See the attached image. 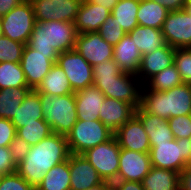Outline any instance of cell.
<instances>
[{"label":"cell","mask_w":191,"mask_h":190,"mask_svg":"<svg viewBox=\"0 0 191 190\" xmlns=\"http://www.w3.org/2000/svg\"><path fill=\"white\" fill-rule=\"evenodd\" d=\"M67 137L52 133L30 147L27 156L17 165V172L36 189L46 173L70 156Z\"/></svg>","instance_id":"cell-1"},{"label":"cell","mask_w":191,"mask_h":190,"mask_svg":"<svg viewBox=\"0 0 191 190\" xmlns=\"http://www.w3.org/2000/svg\"><path fill=\"white\" fill-rule=\"evenodd\" d=\"M77 30L72 22L36 21L27 45L38 52L49 53V59L75 48Z\"/></svg>","instance_id":"cell-2"},{"label":"cell","mask_w":191,"mask_h":190,"mask_svg":"<svg viewBox=\"0 0 191 190\" xmlns=\"http://www.w3.org/2000/svg\"><path fill=\"white\" fill-rule=\"evenodd\" d=\"M140 107L164 120L191 115V84L183 83L167 91H155L144 85ZM147 89V90H146Z\"/></svg>","instance_id":"cell-3"},{"label":"cell","mask_w":191,"mask_h":190,"mask_svg":"<svg viewBox=\"0 0 191 190\" xmlns=\"http://www.w3.org/2000/svg\"><path fill=\"white\" fill-rule=\"evenodd\" d=\"M44 120L52 132L67 136L77 122V111L74 93L53 96L39 93Z\"/></svg>","instance_id":"cell-4"},{"label":"cell","mask_w":191,"mask_h":190,"mask_svg":"<svg viewBox=\"0 0 191 190\" xmlns=\"http://www.w3.org/2000/svg\"><path fill=\"white\" fill-rule=\"evenodd\" d=\"M151 166L181 173L191 157L190 138L155 143L150 148Z\"/></svg>","instance_id":"cell-5"},{"label":"cell","mask_w":191,"mask_h":190,"mask_svg":"<svg viewBox=\"0 0 191 190\" xmlns=\"http://www.w3.org/2000/svg\"><path fill=\"white\" fill-rule=\"evenodd\" d=\"M113 136L114 133L99 120H77L66 137L70 153L82 155L85 151L107 142Z\"/></svg>","instance_id":"cell-6"},{"label":"cell","mask_w":191,"mask_h":190,"mask_svg":"<svg viewBox=\"0 0 191 190\" xmlns=\"http://www.w3.org/2000/svg\"><path fill=\"white\" fill-rule=\"evenodd\" d=\"M35 22L32 3L30 0H25L1 17L3 35L13 41L27 44Z\"/></svg>","instance_id":"cell-7"},{"label":"cell","mask_w":191,"mask_h":190,"mask_svg":"<svg viewBox=\"0 0 191 190\" xmlns=\"http://www.w3.org/2000/svg\"><path fill=\"white\" fill-rule=\"evenodd\" d=\"M120 146L115 136L105 143L99 144L82 155L96 169L104 181L114 182L119 169Z\"/></svg>","instance_id":"cell-8"},{"label":"cell","mask_w":191,"mask_h":190,"mask_svg":"<svg viewBox=\"0 0 191 190\" xmlns=\"http://www.w3.org/2000/svg\"><path fill=\"white\" fill-rule=\"evenodd\" d=\"M56 64L65 72L73 92L93 85V67L75 49L59 54Z\"/></svg>","instance_id":"cell-9"},{"label":"cell","mask_w":191,"mask_h":190,"mask_svg":"<svg viewBox=\"0 0 191 190\" xmlns=\"http://www.w3.org/2000/svg\"><path fill=\"white\" fill-rule=\"evenodd\" d=\"M161 32L166 43L173 48L191 47V15L185 10L168 13Z\"/></svg>","instance_id":"cell-10"},{"label":"cell","mask_w":191,"mask_h":190,"mask_svg":"<svg viewBox=\"0 0 191 190\" xmlns=\"http://www.w3.org/2000/svg\"><path fill=\"white\" fill-rule=\"evenodd\" d=\"M36 21H66L74 23L82 0H30Z\"/></svg>","instance_id":"cell-11"},{"label":"cell","mask_w":191,"mask_h":190,"mask_svg":"<svg viewBox=\"0 0 191 190\" xmlns=\"http://www.w3.org/2000/svg\"><path fill=\"white\" fill-rule=\"evenodd\" d=\"M56 61L57 59H49V53H41L25 45L20 65L31 90L38 88Z\"/></svg>","instance_id":"cell-12"},{"label":"cell","mask_w":191,"mask_h":190,"mask_svg":"<svg viewBox=\"0 0 191 190\" xmlns=\"http://www.w3.org/2000/svg\"><path fill=\"white\" fill-rule=\"evenodd\" d=\"M136 79L139 81L137 75L123 72L114 83L98 84L96 87L105 97L124 101L137 109L141 102L142 89L140 88L143 84L140 81L138 83Z\"/></svg>","instance_id":"cell-13"},{"label":"cell","mask_w":191,"mask_h":190,"mask_svg":"<svg viewBox=\"0 0 191 190\" xmlns=\"http://www.w3.org/2000/svg\"><path fill=\"white\" fill-rule=\"evenodd\" d=\"M92 67L113 59V45L107 43L98 32L78 34L74 48Z\"/></svg>","instance_id":"cell-14"},{"label":"cell","mask_w":191,"mask_h":190,"mask_svg":"<svg viewBox=\"0 0 191 190\" xmlns=\"http://www.w3.org/2000/svg\"><path fill=\"white\" fill-rule=\"evenodd\" d=\"M151 167L149 153H141L121 148L116 180L142 182Z\"/></svg>","instance_id":"cell-15"},{"label":"cell","mask_w":191,"mask_h":190,"mask_svg":"<svg viewBox=\"0 0 191 190\" xmlns=\"http://www.w3.org/2000/svg\"><path fill=\"white\" fill-rule=\"evenodd\" d=\"M120 148L137 151L141 153L150 152L148 135L140 119L134 115L129 121L122 125L115 133Z\"/></svg>","instance_id":"cell-16"},{"label":"cell","mask_w":191,"mask_h":190,"mask_svg":"<svg viewBox=\"0 0 191 190\" xmlns=\"http://www.w3.org/2000/svg\"><path fill=\"white\" fill-rule=\"evenodd\" d=\"M70 190H84L100 184L103 180L83 155L70 154Z\"/></svg>","instance_id":"cell-17"},{"label":"cell","mask_w":191,"mask_h":190,"mask_svg":"<svg viewBox=\"0 0 191 190\" xmlns=\"http://www.w3.org/2000/svg\"><path fill=\"white\" fill-rule=\"evenodd\" d=\"M135 110L136 108L129 103L105 97L99 112V121L115 133L135 115Z\"/></svg>","instance_id":"cell-18"},{"label":"cell","mask_w":191,"mask_h":190,"mask_svg":"<svg viewBox=\"0 0 191 190\" xmlns=\"http://www.w3.org/2000/svg\"><path fill=\"white\" fill-rule=\"evenodd\" d=\"M175 48L168 44L154 52L142 55L137 77L142 84L146 83L154 75L174 64Z\"/></svg>","instance_id":"cell-19"},{"label":"cell","mask_w":191,"mask_h":190,"mask_svg":"<svg viewBox=\"0 0 191 190\" xmlns=\"http://www.w3.org/2000/svg\"><path fill=\"white\" fill-rule=\"evenodd\" d=\"M110 14L105 7L82 0L74 21L77 33L98 32Z\"/></svg>","instance_id":"cell-20"},{"label":"cell","mask_w":191,"mask_h":190,"mask_svg":"<svg viewBox=\"0 0 191 190\" xmlns=\"http://www.w3.org/2000/svg\"><path fill=\"white\" fill-rule=\"evenodd\" d=\"M77 120L94 121L99 120V112L104 103L105 96L95 86L74 92Z\"/></svg>","instance_id":"cell-21"},{"label":"cell","mask_w":191,"mask_h":190,"mask_svg":"<svg viewBox=\"0 0 191 190\" xmlns=\"http://www.w3.org/2000/svg\"><path fill=\"white\" fill-rule=\"evenodd\" d=\"M113 49V60L118 64L120 70L137 75L142 55L130 36L126 34L118 44L113 46Z\"/></svg>","instance_id":"cell-22"},{"label":"cell","mask_w":191,"mask_h":190,"mask_svg":"<svg viewBox=\"0 0 191 190\" xmlns=\"http://www.w3.org/2000/svg\"><path fill=\"white\" fill-rule=\"evenodd\" d=\"M135 115L140 119L148 135L150 146L174 139L167 120L156 115L146 113L140 106L135 110Z\"/></svg>","instance_id":"cell-23"},{"label":"cell","mask_w":191,"mask_h":190,"mask_svg":"<svg viewBox=\"0 0 191 190\" xmlns=\"http://www.w3.org/2000/svg\"><path fill=\"white\" fill-rule=\"evenodd\" d=\"M141 55H145L167 45L160 29L138 25L127 33Z\"/></svg>","instance_id":"cell-24"},{"label":"cell","mask_w":191,"mask_h":190,"mask_svg":"<svg viewBox=\"0 0 191 190\" xmlns=\"http://www.w3.org/2000/svg\"><path fill=\"white\" fill-rule=\"evenodd\" d=\"M39 119H44L41 99L36 90H31L22 101L19 110H17L11 122L17 130L25 126V124L38 123Z\"/></svg>","instance_id":"cell-25"},{"label":"cell","mask_w":191,"mask_h":190,"mask_svg":"<svg viewBox=\"0 0 191 190\" xmlns=\"http://www.w3.org/2000/svg\"><path fill=\"white\" fill-rule=\"evenodd\" d=\"M180 174L167 169L151 167L143 178L144 190H180Z\"/></svg>","instance_id":"cell-26"},{"label":"cell","mask_w":191,"mask_h":190,"mask_svg":"<svg viewBox=\"0 0 191 190\" xmlns=\"http://www.w3.org/2000/svg\"><path fill=\"white\" fill-rule=\"evenodd\" d=\"M38 93L63 96L74 93L65 72L55 63L36 89Z\"/></svg>","instance_id":"cell-27"},{"label":"cell","mask_w":191,"mask_h":190,"mask_svg":"<svg viewBox=\"0 0 191 190\" xmlns=\"http://www.w3.org/2000/svg\"><path fill=\"white\" fill-rule=\"evenodd\" d=\"M169 12L164 6L155 1L140 0L136 16L138 25L161 30Z\"/></svg>","instance_id":"cell-28"},{"label":"cell","mask_w":191,"mask_h":190,"mask_svg":"<svg viewBox=\"0 0 191 190\" xmlns=\"http://www.w3.org/2000/svg\"><path fill=\"white\" fill-rule=\"evenodd\" d=\"M30 91L29 87L0 90V118L12 120Z\"/></svg>","instance_id":"cell-29"},{"label":"cell","mask_w":191,"mask_h":190,"mask_svg":"<svg viewBox=\"0 0 191 190\" xmlns=\"http://www.w3.org/2000/svg\"><path fill=\"white\" fill-rule=\"evenodd\" d=\"M68 160L52 167L35 190H70Z\"/></svg>","instance_id":"cell-30"},{"label":"cell","mask_w":191,"mask_h":190,"mask_svg":"<svg viewBox=\"0 0 191 190\" xmlns=\"http://www.w3.org/2000/svg\"><path fill=\"white\" fill-rule=\"evenodd\" d=\"M139 5L140 0H119L111 11V15L126 33L138 26L136 16Z\"/></svg>","instance_id":"cell-31"},{"label":"cell","mask_w":191,"mask_h":190,"mask_svg":"<svg viewBox=\"0 0 191 190\" xmlns=\"http://www.w3.org/2000/svg\"><path fill=\"white\" fill-rule=\"evenodd\" d=\"M28 87L20 63H0V90L5 88Z\"/></svg>","instance_id":"cell-32"},{"label":"cell","mask_w":191,"mask_h":190,"mask_svg":"<svg viewBox=\"0 0 191 190\" xmlns=\"http://www.w3.org/2000/svg\"><path fill=\"white\" fill-rule=\"evenodd\" d=\"M183 84L180 73L173 64L150 78L144 85L151 90L167 91Z\"/></svg>","instance_id":"cell-33"},{"label":"cell","mask_w":191,"mask_h":190,"mask_svg":"<svg viewBox=\"0 0 191 190\" xmlns=\"http://www.w3.org/2000/svg\"><path fill=\"white\" fill-rule=\"evenodd\" d=\"M52 133L51 127L44 119H39L38 123L25 124L16 130V136L24 139L30 146L36 145Z\"/></svg>","instance_id":"cell-34"},{"label":"cell","mask_w":191,"mask_h":190,"mask_svg":"<svg viewBox=\"0 0 191 190\" xmlns=\"http://www.w3.org/2000/svg\"><path fill=\"white\" fill-rule=\"evenodd\" d=\"M123 72L113 60H105L93 66V86L114 83Z\"/></svg>","instance_id":"cell-35"},{"label":"cell","mask_w":191,"mask_h":190,"mask_svg":"<svg viewBox=\"0 0 191 190\" xmlns=\"http://www.w3.org/2000/svg\"><path fill=\"white\" fill-rule=\"evenodd\" d=\"M25 45L2 35L0 37V63H20Z\"/></svg>","instance_id":"cell-36"},{"label":"cell","mask_w":191,"mask_h":190,"mask_svg":"<svg viewBox=\"0 0 191 190\" xmlns=\"http://www.w3.org/2000/svg\"><path fill=\"white\" fill-rule=\"evenodd\" d=\"M98 33L101 37L109 44L116 45L118 42L127 34L116 22L111 14L108 16L107 20L101 25Z\"/></svg>","instance_id":"cell-37"},{"label":"cell","mask_w":191,"mask_h":190,"mask_svg":"<svg viewBox=\"0 0 191 190\" xmlns=\"http://www.w3.org/2000/svg\"><path fill=\"white\" fill-rule=\"evenodd\" d=\"M174 65L183 83L191 84V47L175 48Z\"/></svg>","instance_id":"cell-38"},{"label":"cell","mask_w":191,"mask_h":190,"mask_svg":"<svg viewBox=\"0 0 191 190\" xmlns=\"http://www.w3.org/2000/svg\"><path fill=\"white\" fill-rule=\"evenodd\" d=\"M174 139L191 137V115L171 117L167 120Z\"/></svg>","instance_id":"cell-39"},{"label":"cell","mask_w":191,"mask_h":190,"mask_svg":"<svg viewBox=\"0 0 191 190\" xmlns=\"http://www.w3.org/2000/svg\"><path fill=\"white\" fill-rule=\"evenodd\" d=\"M0 190H35L17 171L3 175Z\"/></svg>","instance_id":"cell-40"},{"label":"cell","mask_w":191,"mask_h":190,"mask_svg":"<svg viewBox=\"0 0 191 190\" xmlns=\"http://www.w3.org/2000/svg\"><path fill=\"white\" fill-rule=\"evenodd\" d=\"M30 145L19 137H15L14 140L9 144V150L12 154L13 162L18 165L28 154Z\"/></svg>","instance_id":"cell-41"},{"label":"cell","mask_w":191,"mask_h":190,"mask_svg":"<svg viewBox=\"0 0 191 190\" xmlns=\"http://www.w3.org/2000/svg\"><path fill=\"white\" fill-rule=\"evenodd\" d=\"M16 137V127L11 120L0 118V147H9Z\"/></svg>","instance_id":"cell-42"},{"label":"cell","mask_w":191,"mask_h":190,"mask_svg":"<svg viewBox=\"0 0 191 190\" xmlns=\"http://www.w3.org/2000/svg\"><path fill=\"white\" fill-rule=\"evenodd\" d=\"M0 171L4 175L17 171V165L13 162L9 147H0Z\"/></svg>","instance_id":"cell-43"},{"label":"cell","mask_w":191,"mask_h":190,"mask_svg":"<svg viewBox=\"0 0 191 190\" xmlns=\"http://www.w3.org/2000/svg\"><path fill=\"white\" fill-rule=\"evenodd\" d=\"M114 190H144L142 182L115 180L111 183Z\"/></svg>","instance_id":"cell-44"},{"label":"cell","mask_w":191,"mask_h":190,"mask_svg":"<svg viewBox=\"0 0 191 190\" xmlns=\"http://www.w3.org/2000/svg\"><path fill=\"white\" fill-rule=\"evenodd\" d=\"M164 6L168 11L183 10L186 7L187 0H152Z\"/></svg>","instance_id":"cell-45"},{"label":"cell","mask_w":191,"mask_h":190,"mask_svg":"<svg viewBox=\"0 0 191 190\" xmlns=\"http://www.w3.org/2000/svg\"><path fill=\"white\" fill-rule=\"evenodd\" d=\"M25 0H0V17L5 16L17 5H20Z\"/></svg>","instance_id":"cell-46"},{"label":"cell","mask_w":191,"mask_h":190,"mask_svg":"<svg viewBox=\"0 0 191 190\" xmlns=\"http://www.w3.org/2000/svg\"><path fill=\"white\" fill-rule=\"evenodd\" d=\"M179 187L180 190H191V171L183 169L180 173Z\"/></svg>","instance_id":"cell-47"},{"label":"cell","mask_w":191,"mask_h":190,"mask_svg":"<svg viewBox=\"0 0 191 190\" xmlns=\"http://www.w3.org/2000/svg\"><path fill=\"white\" fill-rule=\"evenodd\" d=\"M87 1L105 7L110 11H112L114 6L119 2V0H87Z\"/></svg>","instance_id":"cell-48"},{"label":"cell","mask_w":191,"mask_h":190,"mask_svg":"<svg viewBox=\"0 0 191 190\" xmlns=\"http://www.w3.org/2000/svg\"><path fill=\"white\" fill-rule=\"evenodd\" d=\"M84 190H114V187L112 186L111 182L103 180L100 184H97Z\"/></svg>","instance_id":"cell-49"},{"label":"cell","mask_w":191,"mask_h":190,"mask_svg":"<svg viewBox=\"0 0 191 190\" xmlns=\"http://www.w3.org/2000/svg\"><path fill=\"white\" fill-rule=\"evenodd\" d=\"M185 169L188 171H191V157L190 159L186 162Z\"/></svg>","instance_id":"cell-50"},{"label":"cell","mask_w":191,"mask_h":190,"mask_svg":"<svg viewBox=\"0 0 191 190\" xmlns=\"http://www.w3.org/2000/svg\"><path fill=\"white\" fill-rule=\"evenodd\" d=\"M3 35V31H2V25H1V17H0V37Z\"/></svg>","instance_id":"cell-51"},{"label":"cell","mask_w":191,"mask_h":190,"mask_svg":"<svg viewBox=\"0 0 191 190\" xmlns=\"http://www.w3.org/2000/svg\"><path fill=\"white\" fill-rule=\"evenodd\" d=\"M184 9L191 15V7H185Z\"/></svg>","instance_id":"cell-52"},{"label":"cell","mask_w":191,"mask_h":190,"mask_svg":"<svg viewBox=\"0 0 191 190\" xmlns=\"http://www.w3.org/2000/svg\"><path fill=\"white\" fill-rule=\"evenodd\" d=\"M186 7H191V0H187Z\"/></svg>","instance_id":"cell-53"},{"label":"cell","mask_w":191,"mask_h":190,"mask_svg":"<svg viewBox=\"0 0 191 190\" xmlns=\"http://www.w3.org/2000/svg\"><path fill=\"white\" fill-rule=\"evenodd\" d=\"M3 175L4 174L0 171V180L2 179Z\"/></svg>","instance_id":"cell-54"}]
</instances>
